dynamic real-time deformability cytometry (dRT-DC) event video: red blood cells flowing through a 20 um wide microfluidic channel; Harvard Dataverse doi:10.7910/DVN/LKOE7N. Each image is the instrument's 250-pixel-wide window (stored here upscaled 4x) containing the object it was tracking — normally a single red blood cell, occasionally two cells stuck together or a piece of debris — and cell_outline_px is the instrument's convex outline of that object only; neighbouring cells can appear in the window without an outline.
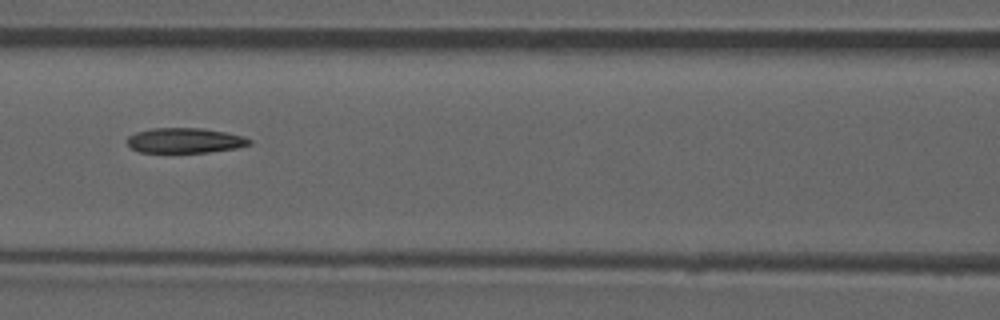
{"species": "common noctule bat (a hibernating species)", "species_latin": "Nyctalus noctula", "temperature_condition": "room temperature", "stored_images_in_passage": 51, "camera_frame_rate_fps": 3000, "um_per_image_px": 0.085, "animal": {"sex": "male", "forearm_length_mm": 52.5}, "frame": {"image": 1, "passage_image": 22, "time_ms": 7.0, "image_size_px": [1000, 320], "cell_outline_px": [[252, 144], [236, 148], [208, 152], [140, 152], [132, 148], [124, 140], [128, 136], [136, 132], [152, 128], [204, 128], [244, 136], [252, 140]], "centroid_in_image_um": [15.71, 11.93], "position_along_channel_um": 150.9, "area_um2": 17.92}, "authors_computed_cell_mechanics": {"area_um2": 18.785, "velocity_mm_per_s": 3.8715, "shape_relaxation_time_tau1_ms": null, "shape_relaxation_time_tau2_ms": 5.33, "deformation_change_tau1": null, "deformation_change_tau2": 0.1537}}